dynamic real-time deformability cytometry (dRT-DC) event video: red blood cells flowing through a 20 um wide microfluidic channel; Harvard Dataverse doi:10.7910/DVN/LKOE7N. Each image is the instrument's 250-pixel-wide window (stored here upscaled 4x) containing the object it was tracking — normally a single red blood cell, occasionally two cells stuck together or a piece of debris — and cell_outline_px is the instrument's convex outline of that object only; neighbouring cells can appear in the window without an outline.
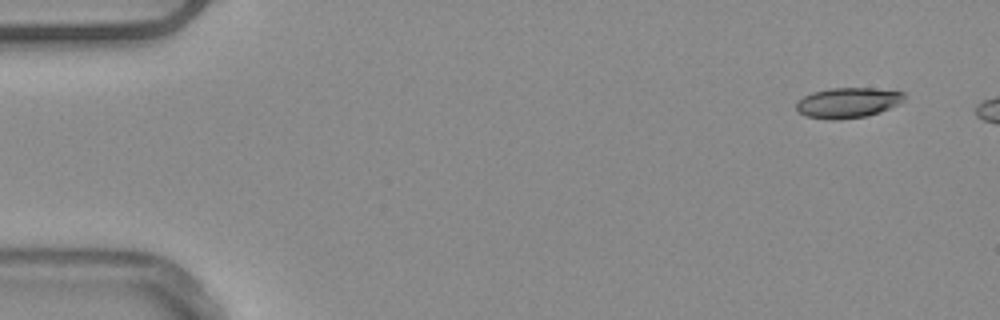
{"species": "common noctule bat (a hibernating species)", "species_latin": "Nyctalus noctula", "temperature_condition": "warm", "stored_images_in_passage": 6, "camera_frame_rate_fps": 3000, "um_per_image_px": 0.085, "animal": {"sex": "male", "body_mass_g": 20.4}, "frame": {"image": 1, "passage_image": 1, "time_ms": 0.0, "image_size_px": [1000, 320], "cell_outline_px": [[904, 100], [900, 104], [880, 112], [868, 116], [840, 120], [828, 120], [804, 116], [796, 108], [796, 100], [812, 92], [828, 88], [872, 88], [904, 92]], "centroid_in_image_um": [72.04, 8.74], "position_along_channel_um": 13.0, "area_um2": 19.36}}